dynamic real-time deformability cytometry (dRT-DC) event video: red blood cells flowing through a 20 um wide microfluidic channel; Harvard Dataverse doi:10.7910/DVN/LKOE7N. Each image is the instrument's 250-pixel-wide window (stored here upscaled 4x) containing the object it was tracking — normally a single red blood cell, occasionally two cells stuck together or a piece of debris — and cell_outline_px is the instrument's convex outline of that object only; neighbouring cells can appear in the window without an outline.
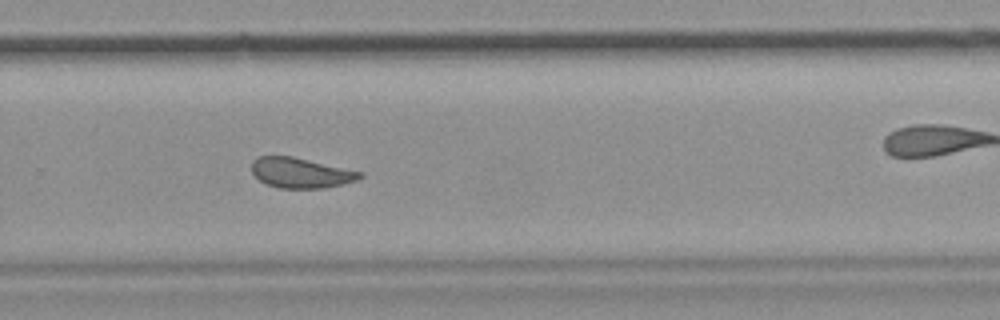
{"species": "common noctule bat (a hibernating species)", "species_latin": "Nyctalus noctula", "temperature_condition": "room temperature", "stored_images_in_passage": 43, "camera_frame_rate_fps": 3000, "um_per_image_px": 0.085, "animal": {"sex": "female", "body_mass_g": 19.9}, "frame": {"image": 1, "passage_image": 25, "time_ms": 8.0, "image_size_px": [1000, 320], "cell_outline_px": [[364, 176], [356, 180], [344, 184], [324, 188], [280, 188], [264, 184], [252, 172], [252, 160], [260, 156], [292, 156], [364, 172]], "centroid_in_image_um": [25.58, 14.69], "position_along_channel_um": 304.2, "area_um2": 19.13}, "authors_computed_cell_mechanics": {"area_um2": 20.3456, "velocity_mm_per_s": 3.8486, "shape_relaxation_time_tau1_ms": null, "shape_relaxation_time_tau2_ms": 1.159, "deformation_change_tau1": null, "deformation_change_tau2": 0.0629}}